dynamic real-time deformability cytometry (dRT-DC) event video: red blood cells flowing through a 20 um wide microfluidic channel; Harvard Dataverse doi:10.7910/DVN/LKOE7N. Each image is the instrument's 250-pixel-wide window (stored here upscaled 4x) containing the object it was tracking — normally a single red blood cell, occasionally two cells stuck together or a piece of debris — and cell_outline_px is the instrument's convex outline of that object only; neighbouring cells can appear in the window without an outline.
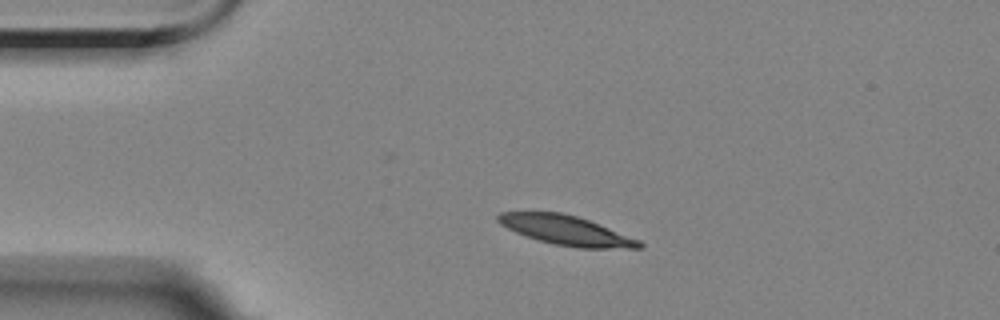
{"species": "Egyptian fruit bat (a non-hibernating species)", "species_latin": "Rousettus aegyptiacus", "temperature_condition": "room temperature", "stored_images_in_passage": 3, "camera_frame_rate_fps": 3000, "um_per_image_px": 0.085, "animal": {"sex": "female"}, "frame": {"image": 1, "passage_image": 1, "time_ms": 0.0, "image_size_px": [1000, 320], "cell_outline_px": [[644, 248], [576, 248], [552, 244], [516, 232], [500, 224], [496, 220], [496, 216], [500, 212], [560, 212], [576, 216], [588, 220], [640, 240], [644, 244]], "centroid_in_image_um": [48.13, 19.58], "position_along_channel_um": 36.9, "area_um2": 24.04}}
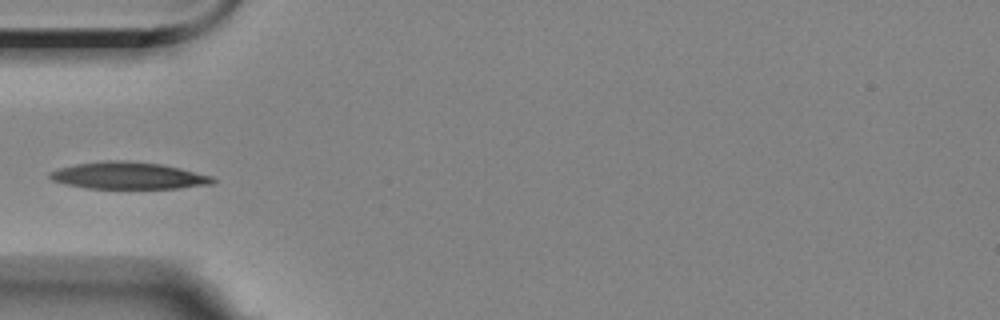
{"frame": {"image": 2, "passage_image": 3, "time_ms": 2.0, "image_size_px": [1000, 320], "cell_outline_px": [[216, 180], [212, 184], [180, 188], [88, 188], [68, 184], [52, 180], [48, 176], [48, 172], [56, 168], [76, 164], [104, 160], [128, 160], [164, 164], [212, 176]], "centroid_in_image_um": [10.9, 14.91], "position_along_channel_um": 74.1, "area_um2": 25.72}}